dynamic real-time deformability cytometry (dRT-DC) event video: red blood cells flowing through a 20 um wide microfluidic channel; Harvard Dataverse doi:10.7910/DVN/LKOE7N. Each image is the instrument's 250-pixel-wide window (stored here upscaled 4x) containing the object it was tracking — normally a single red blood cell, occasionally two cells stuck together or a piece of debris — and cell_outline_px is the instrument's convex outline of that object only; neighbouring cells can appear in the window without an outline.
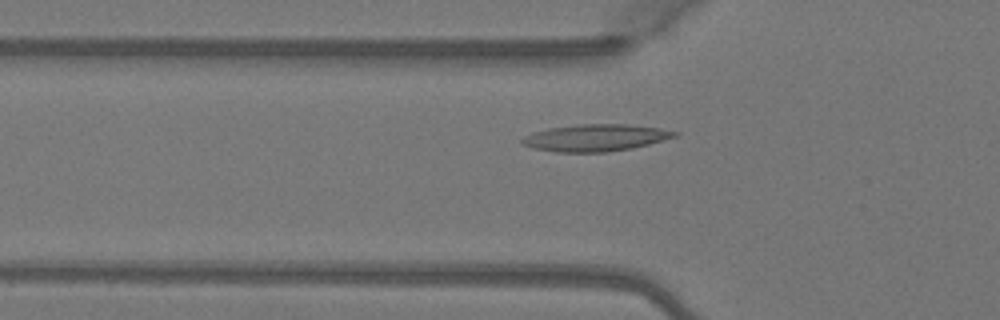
{"species": "Egyptian fruit bat (a non-hibernating species)", "species_latin": "Rousettus aegyptiacus", "temperature_condition": "warm", "stored_images_in_passage": 22, "camera_frame_rate_fps": 3000, "um_per_image_px": 0.085, "animal": {"sex": "female"}, "frame": {"image": 1, "passage_image": 8, "time_ms": 2.333, "image_size_px": [1000, 320], "cell_outline_px": [[680, 132], [676, 136], [648, 144], [632, 148], [604, 152], [556, 152], [532, 148], [524, 144], [520, 140], [524, 136], [532, 132], [548, 128], [580, 124], [628, 124], [660, 128]], "centroid_in_image_um": [50.6, 11.7], "position_along_channel_um": 75.2, "area_um2": 23.87}}
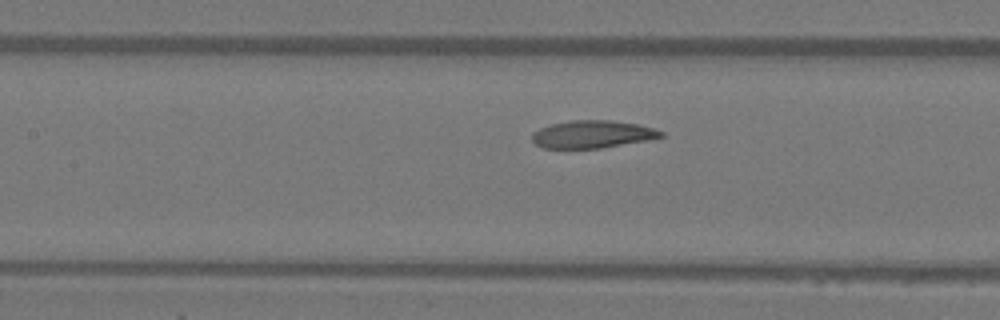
{"frame": {"image": 2, "passage_image": 14, "time_ms": 4.333, "image_size_px": [1000, 320], "cell_outline_px": [[664, 136], [648, 140], [600, 148], [544, 148], [536, 144], [532, 140], [532, 132], [548, 124], [572, 120], [612, 120], [636, 124], [652, 128], [664, 132]], "centroid_in_image_um": [50.33, 11.4], "position_along_channel_um": 157.1, "area_um2": 20.69}}
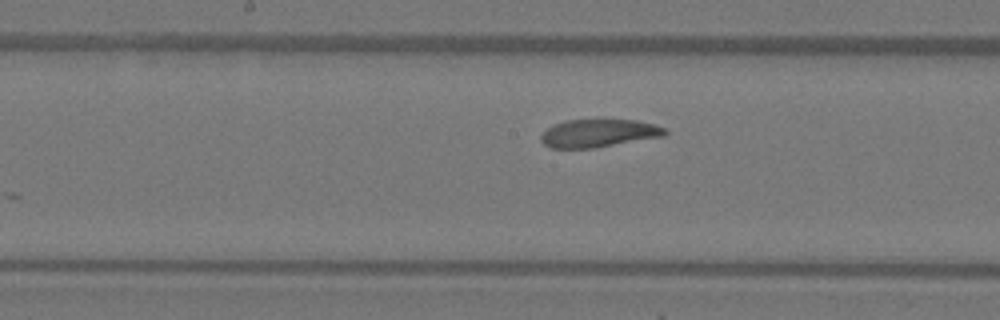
{"frame": {"image": 3, "passage_image": 17, "time_ms": 5.333, "image_size_px": [1000, 320], "cell_outline_px": [[668, 132], [664, 136], [596, 148], [552, 148], [544, 144], [540, 140], [540, 136], [548, 128], [556, 124], [568, 120], [596, 116], [636, 120], [652, 124], [664, 128]], "centroid_in_image_um": [50.89, 11.28], "position_along_channel_um": 197.3, "area_um2": 20.98}}